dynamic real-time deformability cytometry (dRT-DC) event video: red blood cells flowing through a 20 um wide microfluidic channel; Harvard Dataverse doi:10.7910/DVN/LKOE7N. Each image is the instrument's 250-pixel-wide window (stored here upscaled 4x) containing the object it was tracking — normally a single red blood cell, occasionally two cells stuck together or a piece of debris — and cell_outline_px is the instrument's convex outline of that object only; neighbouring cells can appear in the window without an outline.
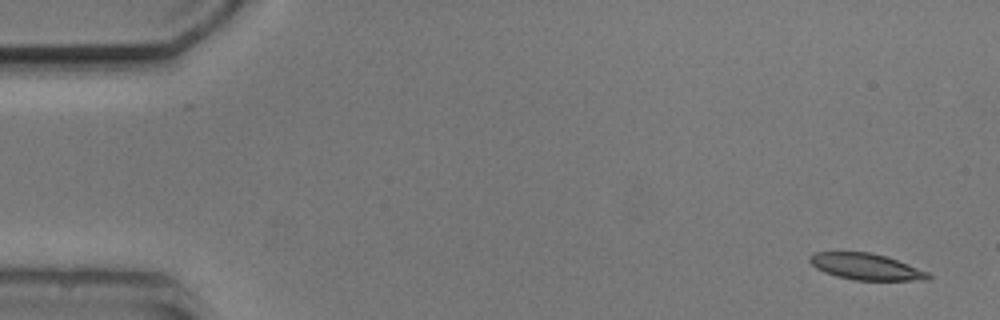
{"species": "common noctule bat (a hibernating species)", "species_latin": "Nyctalus noctula", "temperature_condition": "cold", "stored_images_in_passage": 3, "camera_frame_rate_fps": 3000, "um_per_image_px": 0.085, "animal": {"sex": "male", "body_mass_g": 20.5, "forearm_length_mm": 52.5}, "frame": {"image": 1, "passage_image": 1, "time_ms": 0.0, "image_size_px": [1000, 320], "cell_outline_px": [[932, 276], [928, 280], [856, 280], [836, 276], [824, 272], [816, 268], [808, 260], [808, 256], [816, 252], [868, 252], [884, 256], [896, 260], [928, 272]], "centroid_in_image_um": [73.58, 22.67], "position_along_channel_um": 11.4, "area_um2": 17.98}}